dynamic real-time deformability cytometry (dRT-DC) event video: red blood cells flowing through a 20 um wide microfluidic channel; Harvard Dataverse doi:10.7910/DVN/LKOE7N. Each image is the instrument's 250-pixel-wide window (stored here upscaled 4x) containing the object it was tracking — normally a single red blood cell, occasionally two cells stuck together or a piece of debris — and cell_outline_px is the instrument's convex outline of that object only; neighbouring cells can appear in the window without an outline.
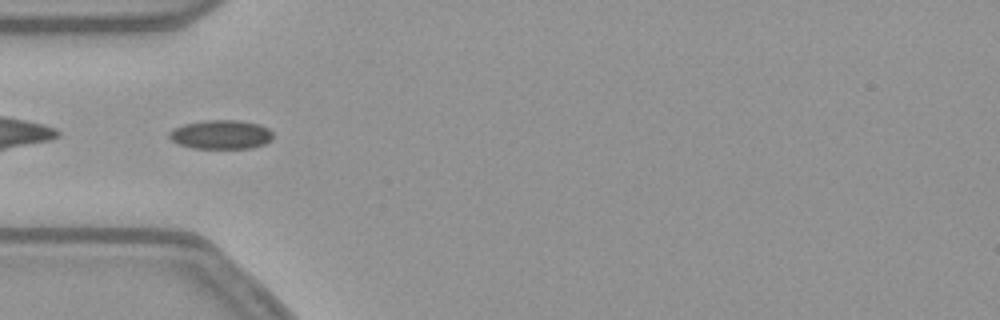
{"species": "common noctule bat (a hibernating species)", "species_latin": "Nyctalus noctula", "temperature_condition": "warm", "stored_images_in_passage": 38, "camera_frame_rate_fps": 3000, "um_per_image_px": 0.085, "animal": {"sex": "female", "body_mass_g": 21.9}, "frame": {"image": 1, "passage_image": 1, "time_ms": 0.0, "image_size_px": [1000, 320], "cell_outline_px": [[272, 140], [264, 144], [252, 148], [192, 148], [180, 144], [172, 140], [168, 136], [168, 132], [172, 128], [184, 124], [204, 120], [236, 120], [260, 124], [268, 128], [272, 132]], "centroid_in_image_um": [18.78, 11.43], "position_along_channel_um": 66.2, "area_um2": 17.63}}
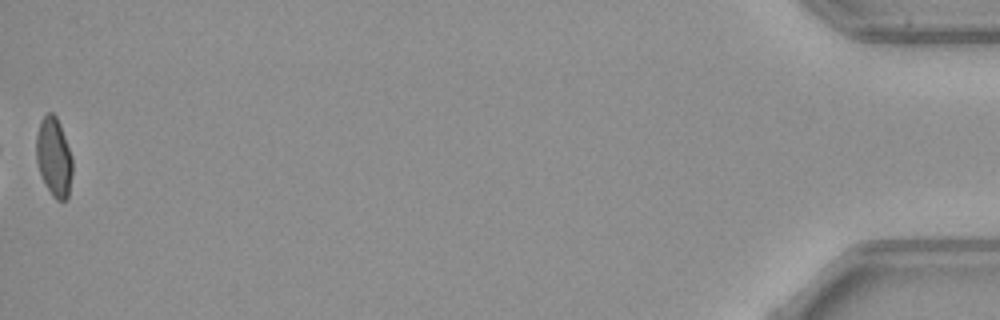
{"frame": {"image": 2, "passage_image": 38, "time_ms": 12.333, "image_size_px": [1000, 320], "cell_outline_px": [[72, 172], [68, 196], [64, 200], [56, 200], [52, 196], [40, 172], [36, 160], [36, 136], [40, 124], [44, 116], [48, 112], [52, 112], [56, 116], [60, 124], [72, 156]], "centroid_in_image_um": [4.59, 13.34], "position_along_channel_um": 430.6, "area_um2": 16.42}, "authors_computed_cell_mechanics": {"area_um2": 16.9065, "velocity_mm_per_s": 3.8104, "shape_relaxation_time_tau1_ms": null, "shape_relaxation_time_tau2_ms": 0.9556, "deformation_change_tau1": null, "deformation_change_tau2": 0.046}}